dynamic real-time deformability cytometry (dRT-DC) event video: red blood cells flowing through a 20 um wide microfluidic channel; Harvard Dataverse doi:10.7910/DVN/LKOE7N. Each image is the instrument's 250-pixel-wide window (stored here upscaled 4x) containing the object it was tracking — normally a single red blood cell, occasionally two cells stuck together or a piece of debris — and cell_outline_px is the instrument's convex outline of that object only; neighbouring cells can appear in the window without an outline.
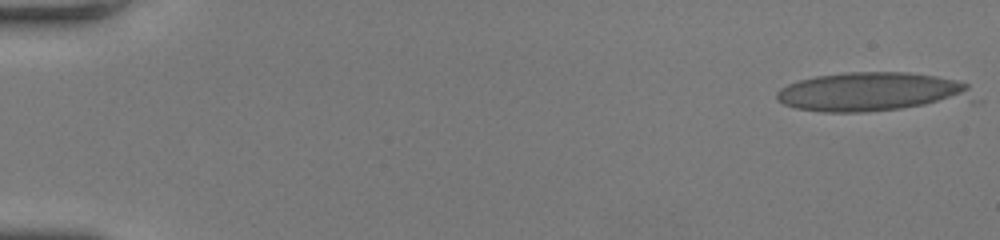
{"species": "human", "species_latin": "Homo sapiens", "temperature_condition": "room temperature", "stored_images_in_passage": 55, "camera_frame_rate_fps": 3000, "um_per_image_px": 0.085, "donor": {"sex": "female"}, "frame": {"image": 1, "passage_image": 1, "time_ms": 0.0, "image_size_px": [1000, 240], "cell_outline_px": [[980, 100], [972, 104], [864, 112], [824, 112], [796, 108], [784, 104], [776, 100], [776, 92], [780, 88], [788, 84], [800, 80], [816, 76], [848, 72], [908, 72], [936, 76], [956, 80], [968, 84]], "centroid_in_image_um": [74.35, 7.84], "position_along_channel_um": 10.6, "area_um2": 46.53}}
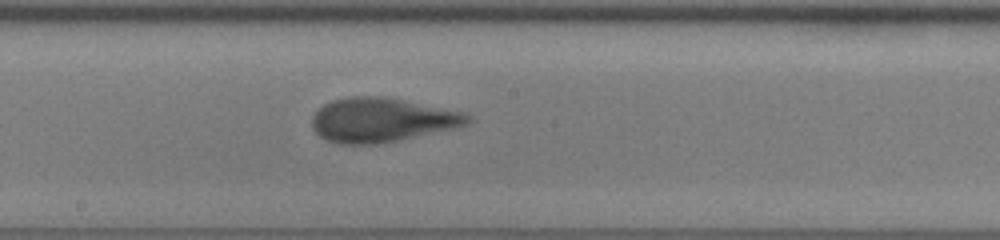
{"frame": {"image": 2, "passage_image": 31, "time_ms": 10.0, "image_size_px": [1000, 240], "cell_outline_px": [[472, 120], [468, 124], [456, 128], [380, 144], [340, 144], [324, 140], [312, 128], [312, 116], [324, 104], [332, 100], [348, 96], [384, 96], [464, 112], [472, 116]], "centroid_in_image_um": [32.45, 10.2], "position_along_channel_um": 215.7, "area_um2": 40.34}}
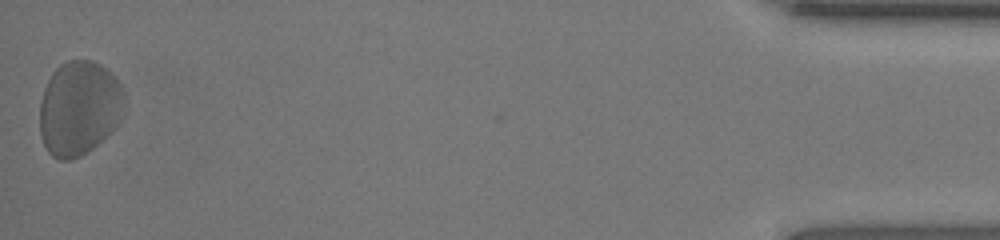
{"frame": {"image": 3, "passage_image": 55, "time_ms": 18.0, "image_size_px": [1000, 240], "cell_outline_px": [[124, 100], [120, 120], [116, 128], [112, 132], [92, 148], [80, 156], [72, 160], [60, 160], [52, 156], [48, 152], [44, 144], [40, 132], [40, 100], [44, 88], [52, 72], [60, 64], [68, 60], [92, 60], [100, 64], [120, 84], [124, 92]], "centroid_in_image_um": [6.71, 9.2], "position_along_channel_um": 428.5, "area_um2": 46.7}, "authors_computed_cell_mechanics": {"area_um2": 40.5178, "velocity_mm_per_s": 3.7273, "shape_relaxation_time_tau1_ms": 3.2095, "shape_relaxation_time_tau2_ms": 1.1472, "deformation_change_tau1": 0.138, "deformation_change_tau2": 0.085}}